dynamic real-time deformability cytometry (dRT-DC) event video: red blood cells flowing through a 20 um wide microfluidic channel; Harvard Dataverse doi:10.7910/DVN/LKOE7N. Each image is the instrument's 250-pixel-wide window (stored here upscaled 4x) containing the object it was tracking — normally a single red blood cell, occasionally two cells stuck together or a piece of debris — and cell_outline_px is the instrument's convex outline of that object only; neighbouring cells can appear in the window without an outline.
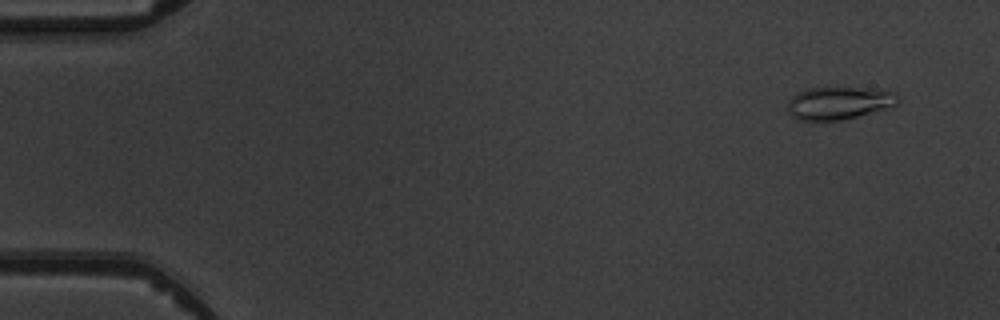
{"species": "common noctule bat (a hibernating species)", "species_latin": "Nyctalus noctula", "temperature_condition": "warm", "stored_images_in_passage": 7, "camera_frame_rate_fps": 3000, "um_per_image_px": 0.085, "animal": {"sex": "male", "body_mass_g": 19.5, "forearm_length_mm": 54.6}, "frame": {"image": 1, "passage_image": 1, "time_ms": 0.0, "image_size_px": [1000, 320], "cell_outline_px": [[900, 100], [896, 104], [884, 108], [856, 116], [840, 120], [800, 120], [792, 116], [788, 112], [788, 100], [792, 96], [808, 88], [856, 88], [896, 92], [900, 96]], "centroid_in_image_um": [71.28, 8.75], "position_along_channel_um": 13.7, "area_um2": 20.52}}
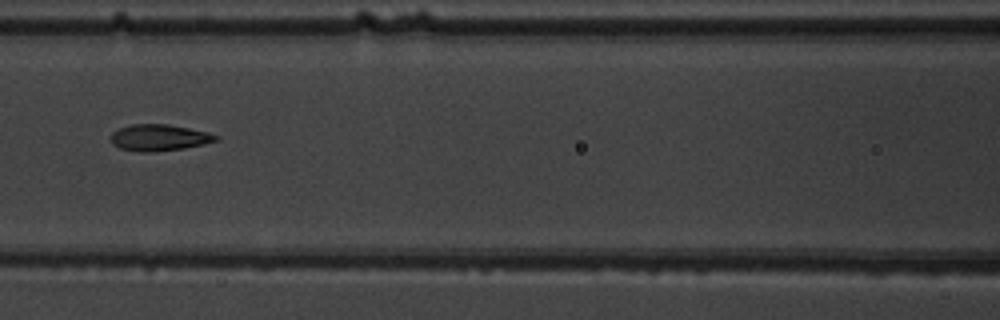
{"frame": {"image": 2, "passage_image": 6, "time_ms": 6.667, "image_size_px": [1000, 320], "cell_outline_px": [[220, 140], [204, 144], [184, 148], [152, 152], [140, 152], [120, 148], [112, 144], [112, 132], [120, 128], [132, 124], [168, 124], [208, 132], [220, 136]], "centroid_in_image_um": [13.56, 11.7], "position_along_channel_um": 153.0, "area_um2": 16.18}}
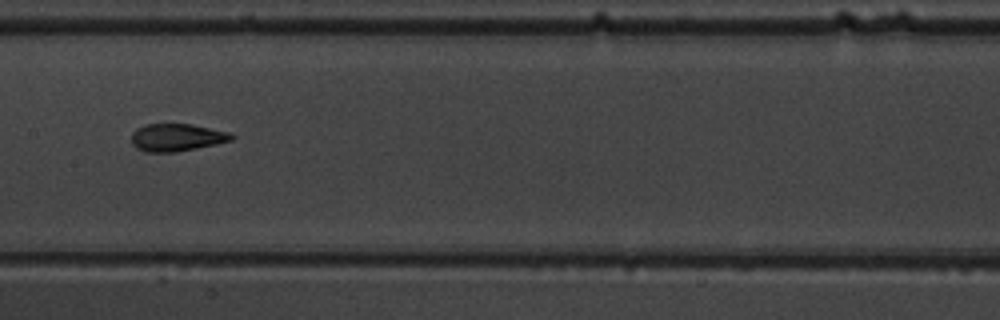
{"frame": {"image": 3, "passage_image": 7, "time_ms": 7.667, "image_size_px": [1000, 320], "cell_outline_px": [[236, 136], [232, 140], [216, 144], [176, 152], [144, 152], [136, 148], [132, 144], [132, 132], [136, 128], [144, 124], [192, 124], [228, 132]], "centroid_in_image_um": [15.0, 11.68], "position_along_channel_um": 192.4, "area_um2": 16.13}}